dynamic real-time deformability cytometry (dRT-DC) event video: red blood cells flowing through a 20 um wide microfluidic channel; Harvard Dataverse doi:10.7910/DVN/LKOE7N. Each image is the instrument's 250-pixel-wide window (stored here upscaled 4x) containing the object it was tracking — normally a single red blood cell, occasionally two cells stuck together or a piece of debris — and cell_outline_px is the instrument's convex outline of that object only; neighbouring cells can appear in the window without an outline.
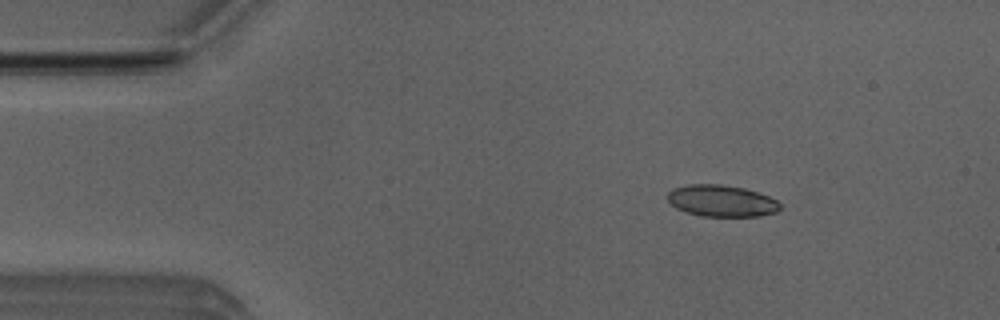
{"species": "Egyptian fruit bat (a non-hibernating species)", "species_latin": "Rousettus aegyptiacus", "temperature_condition": "room temperature", "stored_images_in_passage": 3, "camera_frame_rate_fps": 3000, "um_per_image_px": 0.085, "animal": {"sex": "male"}, "frame": {"image": 1, "passage_image": 2, "time_ms": 0.333, "image_size_px": [1000, 320], "cell_outline_px": [[780, 208], [776, 212], [760, 216], [704, 216], [688, 212], [676, 208], [668, 200], [668, 192], [672, 188], [688, 184], [720, 184], [744, 188], [760, 192], [776, 200], [780, 204]], "centroid_in_image_um": [61.34, 17.06], "position_along_channel_um": 23.7, "area_um2": 20.69}}